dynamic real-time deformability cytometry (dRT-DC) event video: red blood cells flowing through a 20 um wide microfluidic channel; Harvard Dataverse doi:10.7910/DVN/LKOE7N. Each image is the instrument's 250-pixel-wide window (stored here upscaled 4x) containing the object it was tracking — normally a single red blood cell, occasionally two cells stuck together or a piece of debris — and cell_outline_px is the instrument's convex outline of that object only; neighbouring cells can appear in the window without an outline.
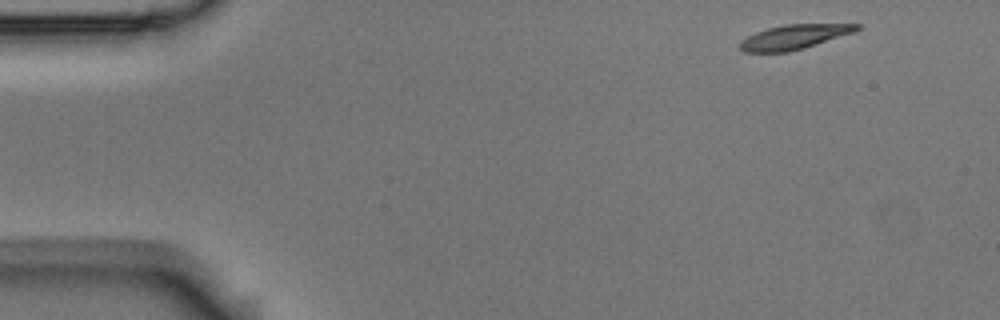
{"species": "Egyptian fruit bat (a non-hibernating species)", "species_latin": "Rousettus aegyptiacus", "temperature_condition": "room temperature", "stored_images_in_passage": 12, "segment_of_instrument_passage": [1, 2], "camera_frame_rate_fps": 3000, "um_per_image_px": 0.085, "animal": {"sex": "male"}, "frame": {"image": 1, "passage_image": 1, "time_ms": 0.0, "image_size_px": [1000, 320], "cell_outline_px": [[860, 28], [856, 32], [804, 48], [788, 52], [744, 52], [740, 48], [740, 40], [756, 32], [768, 28], [784, 24], [860, 24]], "centroid_in_image_um": [67.52, 3.14], "position_along_channel_um": 17.5, "area_um2": 16.7}}